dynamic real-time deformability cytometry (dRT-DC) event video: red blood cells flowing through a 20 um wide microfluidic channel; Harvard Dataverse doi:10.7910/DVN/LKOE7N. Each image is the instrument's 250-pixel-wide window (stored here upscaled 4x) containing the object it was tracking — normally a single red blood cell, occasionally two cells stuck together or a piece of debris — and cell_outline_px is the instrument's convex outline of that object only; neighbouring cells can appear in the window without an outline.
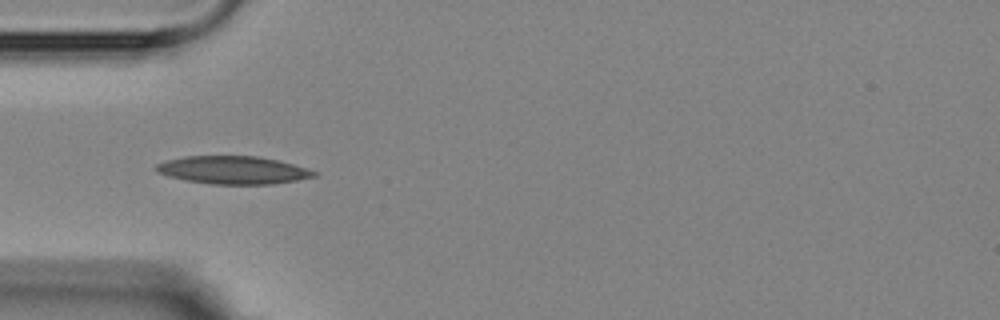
{"species": "Egyptian fruit bat (a non-hibernating species)", "species_latin": "Rousettus aegyptiacus", "temperature_condition": "room temperature", "stored_images_in_passage": 11, "camera_frame_rate_fps": 3000, "um_per_image_px": 0.085, "animal": {"sex": "female"}, "frame": {"image": 1, "passage_image": 2, "time_ms": 2.0, "image_size_px": [1000, 320], "cell_outline_px": [[316, 176], [296, 180], [272, 184], [212, 184], [184, 180], [168, 176], [156, 172], [152, 168], [156, 164], [168, 160], [184, 156], [256, 156], [276, 160], [292, 164], [316, 172]], "centroid_in_image_um": [19.73, 14.46], "position_along_channel_um": 65.3, "area_um2": 25.49}}
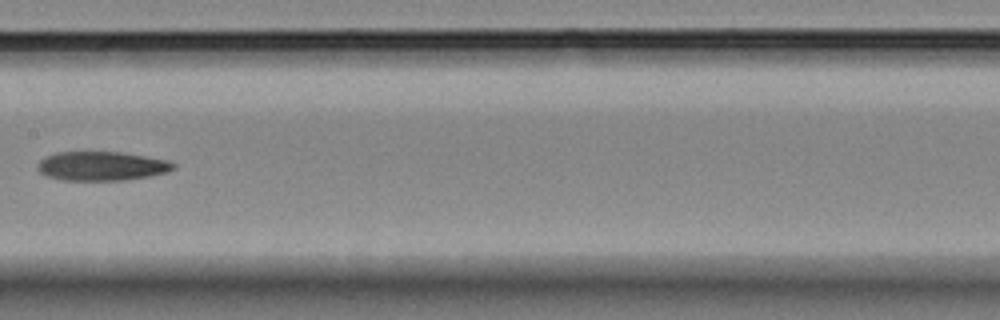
{"frame": {"image": 2, "passage_image": 5, "time_ms": 5.667, "image_size_px": [1000, 320], "cell_outline_px": [[176, 168], [164, 172], [148, 176], [124, 180], [60, 180], [48, 176], [40, 172], [36, 168], [36, 164], [40, 160], [56, 152], [120, 152], [168, 160], [176, 164]], "centroid_in_image_um": [8.61, 14.11], "position_along_channel_um": 198.8, "area_um2": 22.89}}
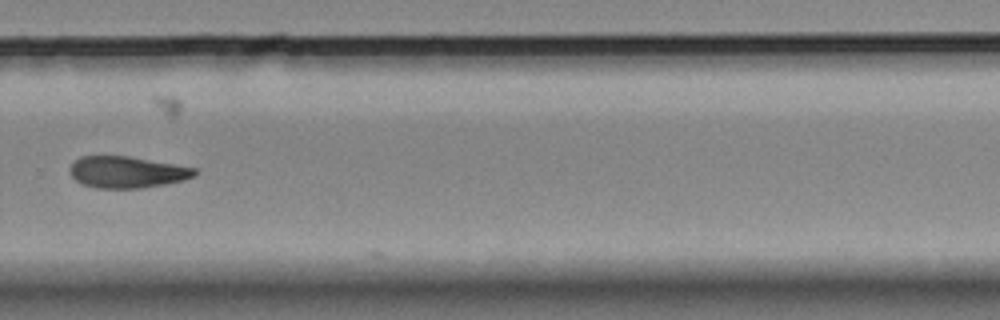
{"frame": {"image": 3, "passage_image": 8, "time_ms": 9.0, "image_size_px": [1000, 320], "cell_outline_px": [[200, 172], [184, 180], [164, 184], [140, 188], [96, 188], [84, 184], [76, 180], [72, 176], [68, 168], [80, 156], [128, 156], [196, 168]], "centroid_in_image_um": [10.79, 14.63], "position_along_channel_um": 319.0, "area_um2": 22.77}, "authors_computed_cell_mechanics": {"area_um2": 23.5246, "velocity_mm_per_s": 3.6055, "shape_relaxation_time_tau1_ms": null, "shape_relaxation_time_tau2_ms": 3.3276, "deformation_change_tau1": null, "deformation_change_tau2": 0.0753}}